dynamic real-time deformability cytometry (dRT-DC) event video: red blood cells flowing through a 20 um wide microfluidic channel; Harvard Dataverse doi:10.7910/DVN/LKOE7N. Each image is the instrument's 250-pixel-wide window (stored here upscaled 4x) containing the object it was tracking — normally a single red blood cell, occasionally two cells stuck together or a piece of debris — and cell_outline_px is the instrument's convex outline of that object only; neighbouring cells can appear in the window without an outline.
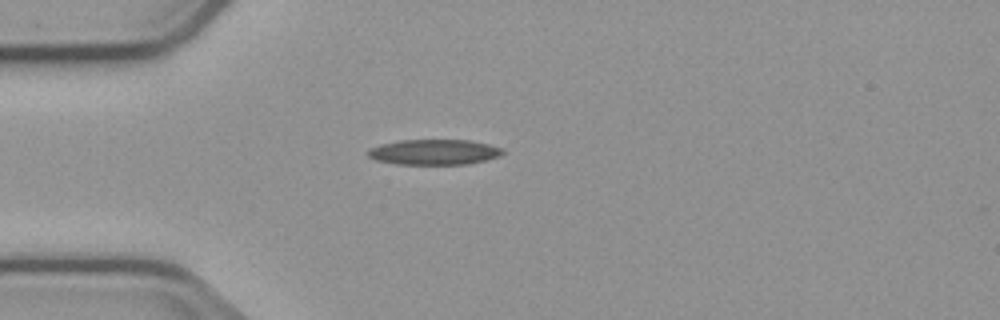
{"species": "common noctule bat (a hibernating species)", "species_latin": "Nyctalus noctula", "temperature_condition": "cold", "stored_images_in_passage": 2, "camera_frame_rate_fps": 3000, "um_per_image_px": 0.085, "animal": {"sex": "male", "body_mass_g": 23.1, "forearm_length_mm": 52.7}, "frame": {"image": 1, "passage_image": 1, "time_ms": 0.0, "image_size_px": [1000, 320], "cell_outline_px": [[504, 152], [500, 156], [488, 160], [468, 164], [396, 164], [376, 160], [368, 156], [364, 152], [368, 148], [380, 144], [400, 140], [468, 140], [488, 144], [504, 148]], "centroid_in_image_um": [36.89, 12.92], "position_along_channel_um": 48.1, "area_um2": 20.17}}